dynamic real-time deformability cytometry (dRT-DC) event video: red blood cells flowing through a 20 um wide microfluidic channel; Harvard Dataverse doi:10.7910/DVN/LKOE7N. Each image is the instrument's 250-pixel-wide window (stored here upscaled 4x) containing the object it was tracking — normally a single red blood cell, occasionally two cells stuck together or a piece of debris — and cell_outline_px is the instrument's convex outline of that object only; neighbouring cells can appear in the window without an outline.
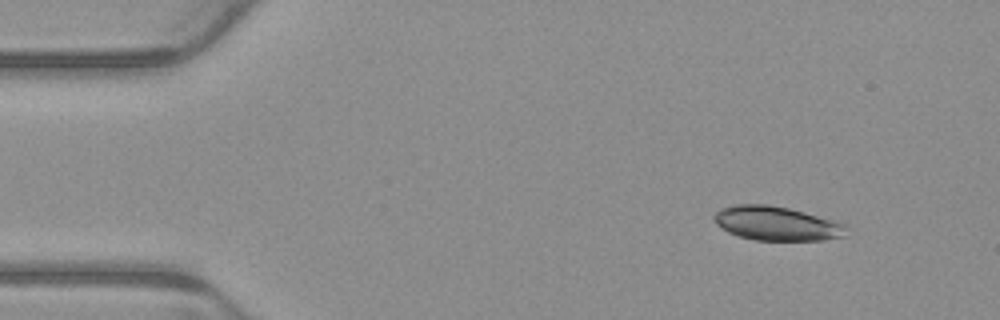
{"species": "common noctule bat (a hibernating species)", "species_latin": "Nyctalus noctula", "temperature_condition": "warm", "stored_images_in_passage": 5, "camera_frame_rate_fps": 3000, "um_per_image_px": 0.085, "animal": {"sex": "male", "body_mass_g": 23.1, "forearm_length_mm": 52.7}, "frame": {"image": 1, "passage_image": 1, "time_ms": 0.0, "image_size_px": [1000, 320], "cell_outline_px": [[844, 236], [824, 240], [752, 240], [728, 232], [716, 224], [712, 220], [712, 216], [720, 208], [736, 204], [768, 204], [788, 208], [804, 212], [832, 220], [844, 224]], "centroid_in_image_um": [65.92, 18.99], "position_along_channel_um": 19.1, "area_um2": 26.13}}
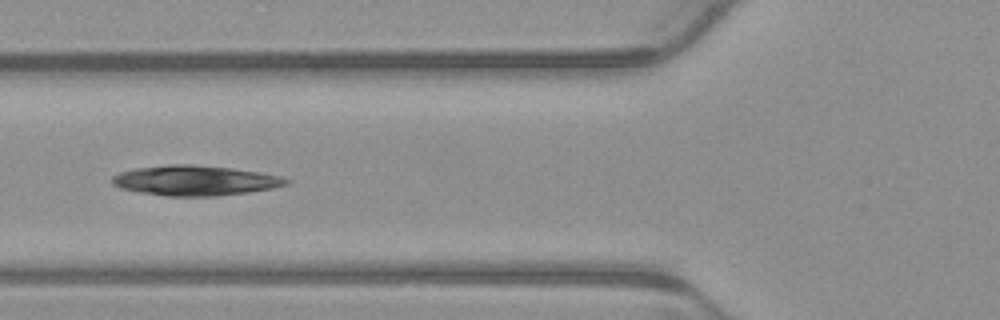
{"frame": {"image": 2, "passage_image": 5, "time_ms": 1.333, "image_size_px": [1000, 320], "cell_outline_px": [[292, 180], [288, 184], [272, 188], [248, 192], [216, 196], [168, 196], [140, 192], [120, 188], [112, 184], [112, 176], [120, 172], [136, 168], [172, 164], [192, 164], [232, 168], [260, 172], [284, 176]], "centroid_in_image_um": [16.62, 15.34], "position_along_channel_um": 109.2, "area_um2": 30.58}}